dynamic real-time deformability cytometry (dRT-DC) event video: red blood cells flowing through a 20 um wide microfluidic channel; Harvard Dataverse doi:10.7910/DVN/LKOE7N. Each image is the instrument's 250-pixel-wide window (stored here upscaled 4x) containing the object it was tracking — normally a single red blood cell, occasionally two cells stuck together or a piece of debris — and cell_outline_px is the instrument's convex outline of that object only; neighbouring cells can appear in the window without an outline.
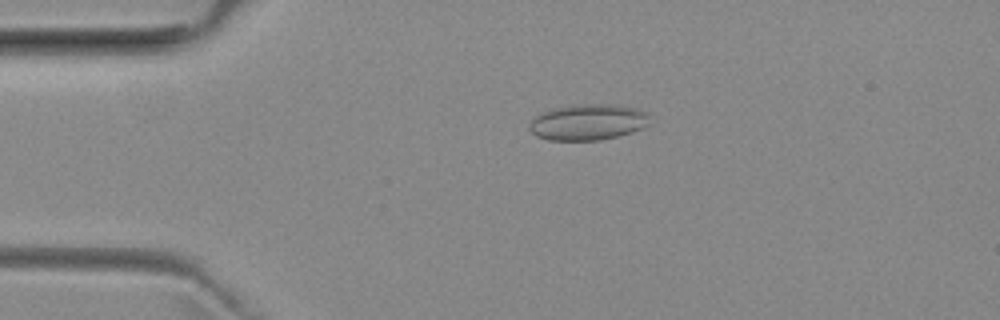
{"species": "common noctule bat (a hibernating species)", "species_latin": "Nyctalus noctula", "temperature_condition": "room temperature", "stored_images_in_passage": 52, "camera_frame_rate_fps": 3000, "um_per_image_px": 0.085, "animal": {"sex": "female", "body_mass_g": 29.2, "forearm_length_mm": 56.3}, "frame": {"image": 1, "passage_image": 11, "time_ms": 3.333, "image_size_px": [1000, 320], "cell_outline_px": [[648, 124], [644, 128], [632, 132], [600, 140], [548, 140], [536, 136], [528, 128], [528, 124], [536, 116], [544, 112], [556, 108], [588, 104], [608, 104], [636, 108], [644, 112], [648, 116]], "centroid_in_image_um": [49.97, 10.4], "position_along_channel_um": 35.0, "area_um2": 24.85}}
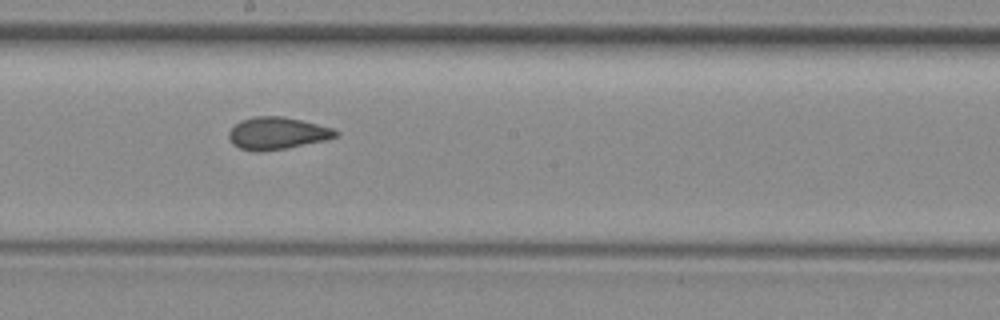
{"frame": {"image": 2, "passage_image": 28, "time_ms": 9.0, "image_size_px": [1000, 320], "cell_outline_px": [[340, 132], [336, 136], [324, 140], [288, 148], [260, 152], [252, 152], [240, 148], [232, 144], [228, 136], [228, 132], [240, 120], [252, 116], [280, 116], [300, 120], [332, 128]], "centroid_in_image_um": [23.51, 11.34], "position_along_channel_um": 224.7, "area_um2": 20.06}}
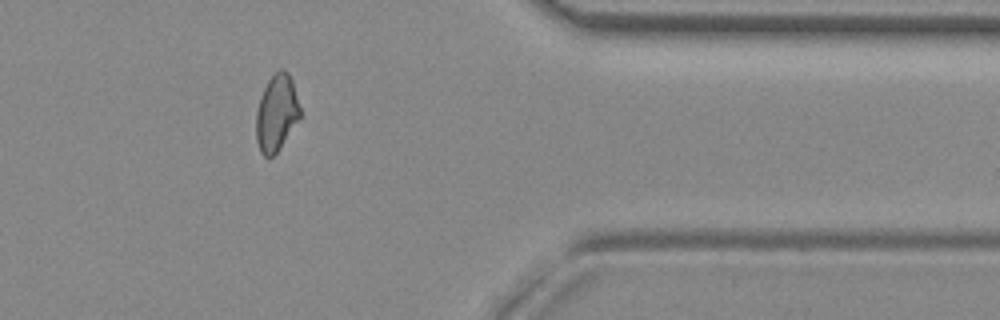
{"frame": {"image": 3, "passage_image": 42, "time_ms": 13.667, "image_size_px": [1000, 320], "cell_outline_px": [[300, 116], [280, 148], [272, 156], [264, 156], [260, 152], [256, 140], [256, 112], [260, 96], [268, 80], [280, 68], [284, 68], [288, 72], [292, 80], [300, 108]], "centroid_in_image_um": [23.49, 9.58], "position_along_channel_um": 387.9, "area_um2": 19.42}, "authors_computed_cell_mechanics": {"area_um2": 20.3167, "velocity_mm_per_s": 3.9691, "shape_relaxation_time_tau1_ms": null, "shape_relaxation_time_tau2_ms": 1.0032, "deformation_change_tau1": null, "deformation_change_tau2": 0.0763}}